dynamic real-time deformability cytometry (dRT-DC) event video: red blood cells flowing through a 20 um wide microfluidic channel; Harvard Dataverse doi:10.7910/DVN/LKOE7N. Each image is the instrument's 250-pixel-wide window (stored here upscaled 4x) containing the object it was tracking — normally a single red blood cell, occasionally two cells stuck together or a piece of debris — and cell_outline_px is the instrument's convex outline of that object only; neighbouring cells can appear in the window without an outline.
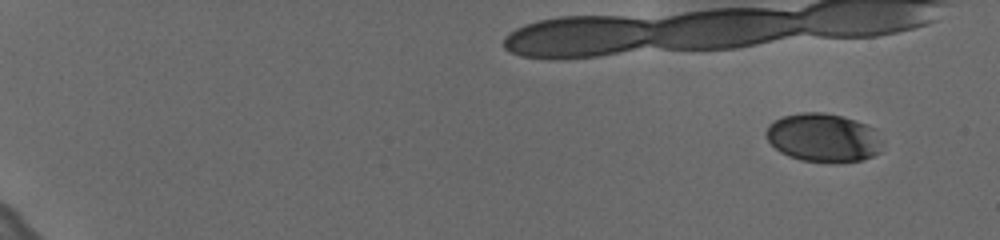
{"species": "human", "species_latin": "Homo sapiens", "temperature_condition": "cold", "stored_images_in_passage": 26, "camera_frame_rate_fps": 3000, "um_per_image_px": 0.085, "donor": {"sex": "female"}, "frame": {"image": 1, "passage_image": 1, "time_ms": 0.0, "image_size_px": [1000, 240], "cell_outline_px": [[880, 152], [872, 156], [860, 160], [800, 160], [788, 156], [780, 152], [768, 140], [768, 124], [784, 116], [800, 112], [824, 112], [840, 116], [868, 124], [876, 128], [880, 140]], "centroid_in_image_um": [69.99, 11.67], "position_along_channel_um": 15.0, "area_um2": 32.14}}